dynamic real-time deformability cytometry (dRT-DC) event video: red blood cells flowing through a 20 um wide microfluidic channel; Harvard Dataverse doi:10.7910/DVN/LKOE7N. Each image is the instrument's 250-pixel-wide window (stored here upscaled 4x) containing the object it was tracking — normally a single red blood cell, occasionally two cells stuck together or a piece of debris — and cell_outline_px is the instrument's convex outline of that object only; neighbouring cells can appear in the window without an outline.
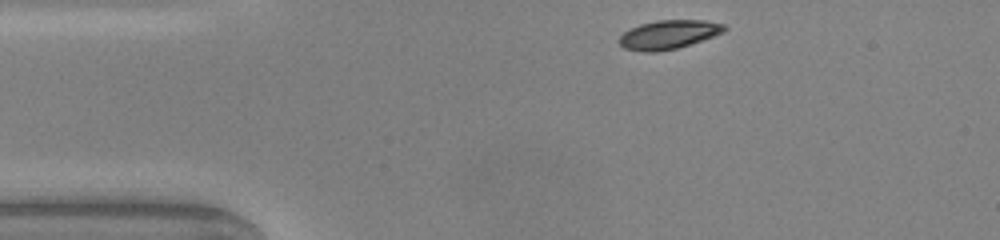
{"species": "common noctule bat (a hibernating species)", "species_latin": "Nyctalus noctula", "temperature_condition": "warm", "stored_images_in_passage": 33, "camera_frame_rate_fps": 3000, "um_per_image_px": 0.085, "animal": {"sex": "male", "body_mass_g": 20.0, "forearm_length_mm": 53.3}, "frame": {"image": 1, "passage_image": 1, "time_ms": 0.0, "image_size_px": [1000, 240], "cell_outline_px": [[728, 28], [724, 32], [676, 48], [656, 52], [644, 52], [624, 48], [620, 44], [620, 36], [624, 32], [640, 24], [656, 20], [704, 20], [724, 24]], "centroid_in_image_um": [56.83, 2.93], "position_along_channel_um": 28.2, "area_um2": 17.4}}
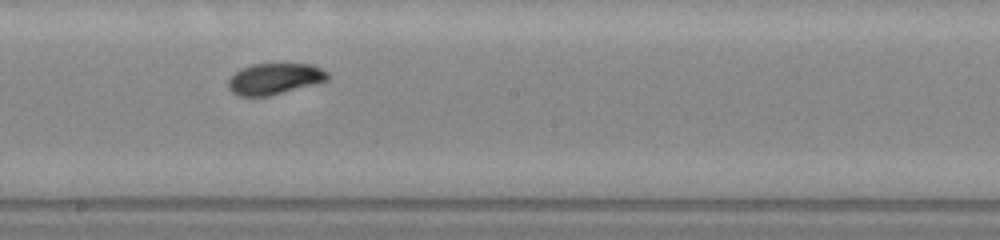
{"frame": {"image": 2, "passage_image": 19, "time_ms": 6.0, "image_size_px": [1000, 240], "cell_outline_px": [[332, 76], [328, 80], [268, 96], [240, 96], [232, 92], [228, 88], [228, 80], [240, 68], [252, 64], [312, 64], [328, 72]], "centroid_in_image_um": [23.34, 6.69], "position_along_channel_um": 224.9, "area_um2": 17.98}}
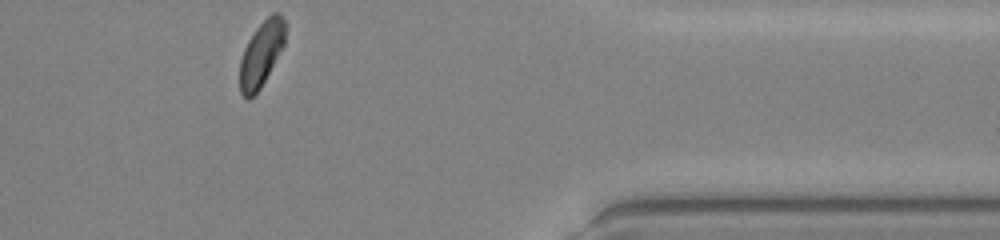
{"frame": {"image": 3, "passage_image": 33, "time_ms": 10.667, "image_size_px": [1000, 240], "cell_outline_px": [[284, 44], [260, 88], [248, 100], [240, 92], [240, 60], [244, 48], [248, 40], [256, 28], [272, 12], [280, 12], [284, 16]], "centroid_in_image_um": [22.2, 4.55], "position_along_channel_um": 389.2, "area_um2": 16.94}, "authors_computed_cell_mechanics": {"area_um2": 18.0336, "velocity_mm_per_s": 4.0836, "shape_relaxation_time_tau1_ms": 1.8023, "shape_relaxation_time_tau2_ms": 2.8342, "deformation_change_tau1": 0.1023, "deformation_change_tau2": 0.0529}}